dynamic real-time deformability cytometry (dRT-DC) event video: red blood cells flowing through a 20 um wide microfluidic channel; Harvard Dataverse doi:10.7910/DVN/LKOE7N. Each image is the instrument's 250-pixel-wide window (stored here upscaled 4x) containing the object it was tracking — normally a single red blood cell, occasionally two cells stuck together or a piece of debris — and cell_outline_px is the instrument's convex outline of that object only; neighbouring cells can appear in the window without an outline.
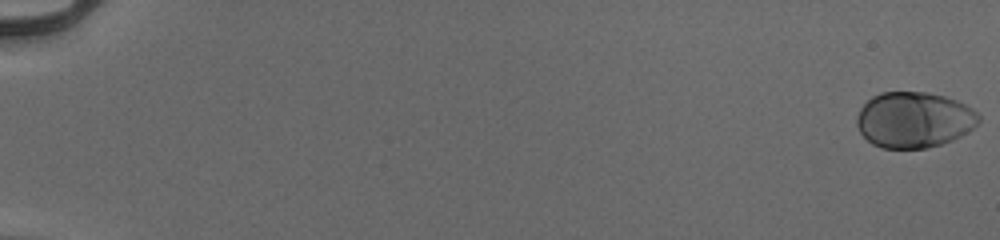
{"species": "human", "species_latin": "Homo sapiens", "temperature_condition": "cold", "stored_images_in_passage": 55, "camera_frame_rate_fps": 3000, "um_per_image_px": 0.085, "donor": {"sex": "male"}, "frame": {"image": 1, "passage_image": 1, "time_ms": 0.0, "image_size_px": [1000, 240], "cell_outline_px": [[980, 120], [972, 128], [960, 136], [952, 140], [940, 144], [924, 148], [880, 148], [872, 144], [860, 132], [856, 124], [856, 116], [860, 108], [872, 96], [880, 92], [928, 92], [944, 96], [956, 100], [972, 108], [980, 116]], "centroid_in_image_um": [77.66, 10.17], "position_along_channel_um": 7.3, "area_um2": 39.65}}
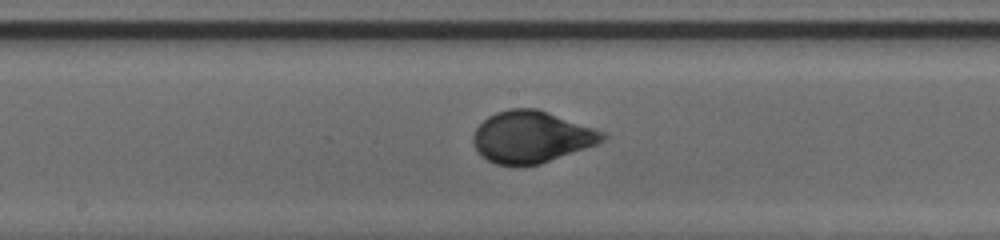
{"frame": {"image": 2, "passage_image": 32, "time_ms": 10.333, "image_size_px": [1000, 240], "cell_outline_px": [[608, 136], [604, 140], [596, 144], [540, 164], [520, 168], [516, 168], [496, 164], [480, 156], [472, 144], [472, 136], [476, 128], [488, 116], [496, 112], [508, 108], [536, 108], [548, 112], [604, 132]], "centroid_in_image_um": [45.11, 11.67], "position_along_channel_um": 203.1, "area_um2": 39.36}}
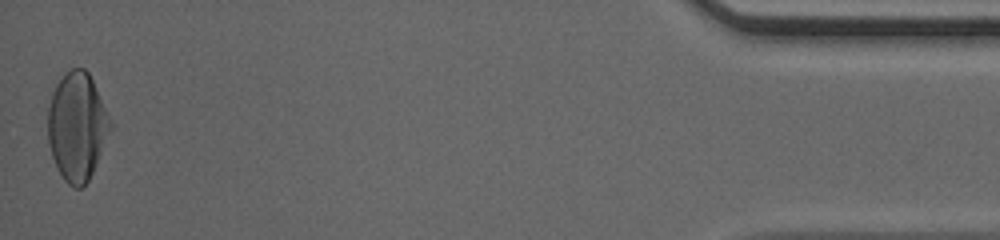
{"frame": {"image": 3, "passage_image": 55, "time_ms": 18.0, "image_size_px": [1000, 240], "cell_outline_px": [[112, 128], [92, 172], [88, 180], [80, 188], [72, 188], [64, 180], [52, 156], [48, 140], [48, 108], [52, 92], [56, 84], [72, 68], [84, 68], [88, 72], [112, 120]], "centroid_in_image_um": [6.56, 10.75], "position_along_channel_um": 428.6, "area_um2": 38.96}, "authors_computed_cell_mechanics": {"area_um2": 38.4948, "velocity_mm_per_s": 3.9453, "shape_relaxation_time_tau1_ms": 2.9759, "shape_relaxation_time_tau2_ms": null, "deformation_change_tau1": 0.162, "deformation_change_tau2": null}}